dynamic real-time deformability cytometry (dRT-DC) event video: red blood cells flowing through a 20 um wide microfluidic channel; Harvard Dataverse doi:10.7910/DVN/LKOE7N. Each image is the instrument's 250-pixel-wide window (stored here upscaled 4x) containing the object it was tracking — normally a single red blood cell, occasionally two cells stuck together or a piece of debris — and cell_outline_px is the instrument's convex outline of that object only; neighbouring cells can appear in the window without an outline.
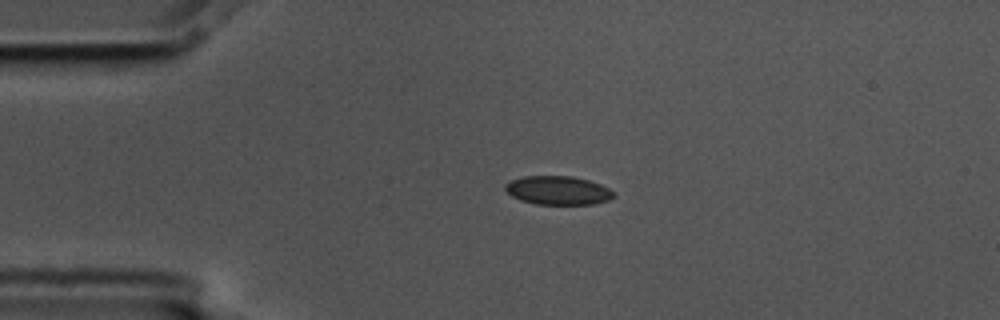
{"species": "common noctule bat (a hibernating species)", "species_latin": "Nyctalus noctula", "temperature_condition": "cold", "stored_images_in_passage": 5, "camera_frame_rate_fps": 3000, "um_per_image_px": 0.085, "animal": {"sex": "male", "body_mass_g": 17.5, "forearm_length_mm": 52.3}, "frame": {"image": 1, "passage_image": 1, "time_ms": 0.0, "image_size_px": [1000, 320], "cell_outline_px": [[616, 196], [608, 200], [592, 204], [536, 204], [520, 200], [512, 196], [504, 188], [504, 184], [512, 180], [524, 176], [572, 176], [588, 180], [600, 184], [616, 192]], "centroid_in_image_um": [47.44, 16.18], "position_along_channel_um": 37.6, "area_um2": 18.15}}